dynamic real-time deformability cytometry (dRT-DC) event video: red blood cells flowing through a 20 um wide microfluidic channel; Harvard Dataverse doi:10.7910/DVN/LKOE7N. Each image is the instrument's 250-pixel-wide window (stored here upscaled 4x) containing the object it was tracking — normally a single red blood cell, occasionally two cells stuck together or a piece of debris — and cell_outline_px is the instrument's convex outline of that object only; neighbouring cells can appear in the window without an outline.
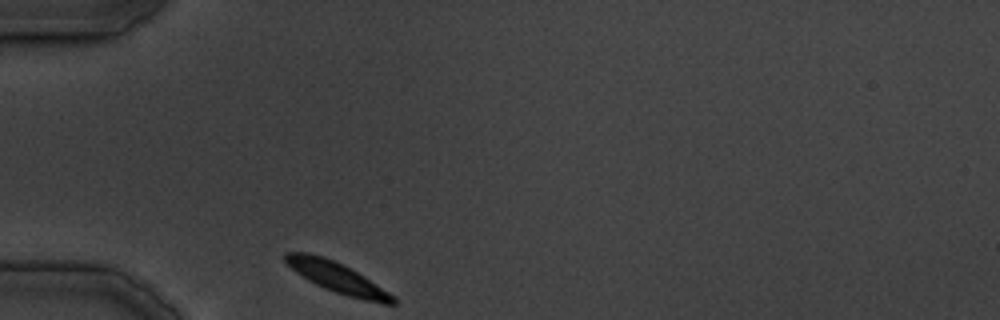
{"species": "common noctule bat (a hibernating species)", "species_latin": "Nyctalus noctula", "temperature_condition": "cold", "stored_images_in_passage": 23, "camera_frame_rate_fps": 3000, "um_per_image_px": 0.085, "animal": {"sex": "male", "body_mass_g": 19.5, "forearm_length_mm": 54.6}, "frame": {"image": 1, "passage_image": 1, "time_ms": 0.0, "image_size_px": [1000, 320], "cell_outline_px": [[396, 304], [384, 304], [364, 300], [348, 296], [324, 288], [308, 280], [296, 272], [284, 260], [284, 252], [308, 252], [324, 256], [364, 276], [396, 296]], "centroid_in_image_um": [28.67, 23.6], "position_along_channel_um": 56.3, "area_um2": 18.84}}
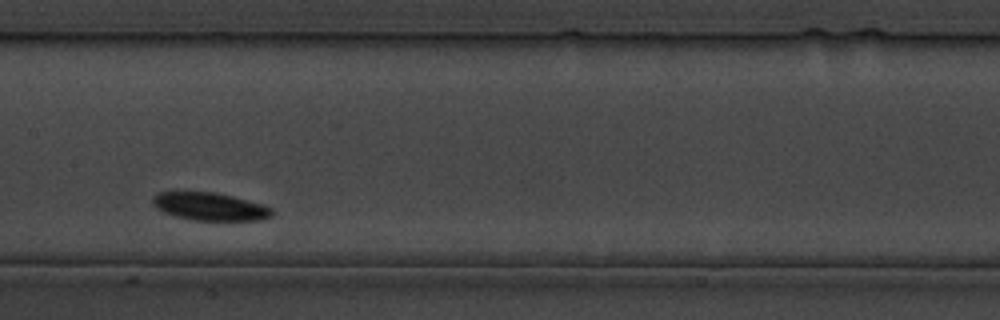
{"frame": {"image": 2, "passage_image": 10, "time_ms": 11.333, "image_size_px": [1000, 320], "cell_outline_px": [[276, 212], [272, 216], [260, 220], [192, 220], [176, 216], [164, 212], [156, 208], [152, 204], [152, 196], [160, 192], [212, 192], [232, 196], [264, 204], [272, 208]], "centroid_in_image_um": [17.87, 17.56], "position_along_channel_um": 189.5, "area_um2": 19.42}}